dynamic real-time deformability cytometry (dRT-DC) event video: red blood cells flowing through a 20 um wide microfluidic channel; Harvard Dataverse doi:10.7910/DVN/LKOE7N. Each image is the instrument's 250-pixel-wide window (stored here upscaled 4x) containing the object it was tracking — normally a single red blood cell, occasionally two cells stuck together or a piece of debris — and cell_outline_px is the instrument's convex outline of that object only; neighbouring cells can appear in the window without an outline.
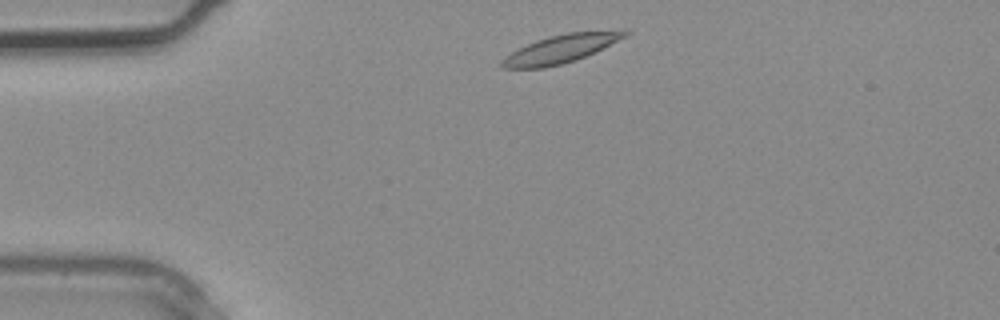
{"species": "common noctule bat (a hibernating species)", "species_latin": "Nyctalus noctula", "temperature_condition": "warm", "stored_images_in_passage": 2, "camera_frame_rate_fps": 3000, "um_per_image_px": 0.085, "animal": {"sex": "male", "body_mass_g": 20.4}, "frame": {"image": 1, "passage_image": 1, "time_ms": 0.0, "image_size_px": [1000, 320], "cell_outline_px": [[632, 32], [576, 60], [544, 68], [500, 68], [500, 60], [504, 56], [536, 40], [548, 36], [568, 32]], "centroid_in_image_um": [47.46, 4.2], "position_along_channel_um": 37.5, "area_um2": 19.25}}